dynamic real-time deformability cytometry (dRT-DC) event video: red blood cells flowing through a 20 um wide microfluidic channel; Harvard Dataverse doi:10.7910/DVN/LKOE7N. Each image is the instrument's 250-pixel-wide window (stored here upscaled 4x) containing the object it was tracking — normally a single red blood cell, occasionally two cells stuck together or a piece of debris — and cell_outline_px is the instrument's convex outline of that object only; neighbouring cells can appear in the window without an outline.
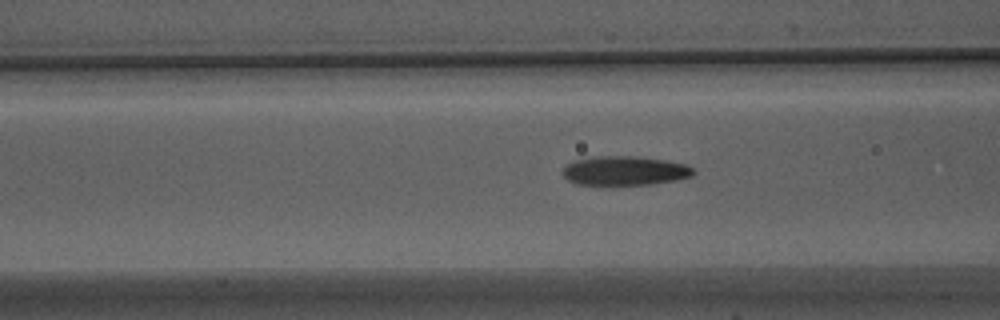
{"species": "Egyptian fruit bat (a non-hibernating species)", "species_latin": "Rousettus aegyptiacus", "temperature_condition": "warm", "stored_images_in_passage": 45, "camera_frame_rate_fps": 3000, "um_per_image_px": 0.085, "animal": {"sex": "male"}, "frame": {"image": 1, "passage_image": 20, "time_ms": 6.333, "image_size_px": [1000, 320], "cell_outline_px": [[696, 172], [692, 176], [676, 180], [652, 184], [576, 184], [568, 180], [560, 172], [564, 164], [572, 160], [596, 156], [636, 156], [668, 160], [688, 164]], "centroid_in_image_um": [53.09, 14.49], "position_along_channel_um": 113.5, "area_um2": 22.54}}
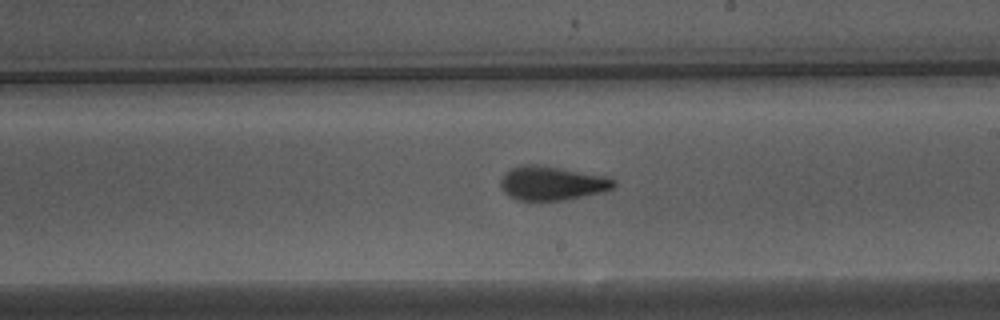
{"frame": {"image": 2, "passage_image": 30, "time_ms": 9.667, "image_size_px": [1000, 320], "cell_outline_px": [[616, 184], [612, 188], [604, 192], [564, 200], [520, 200], [508, 196], [500, 188], [500, 180], [504, 172], [508, 168], [520, 164], [536, 164], [608, 176], [616, 180]], "centroid_in_image_um": [46.89, 15.56], "position_along_channel_um": 242.1, "area_um2": 22.77}}
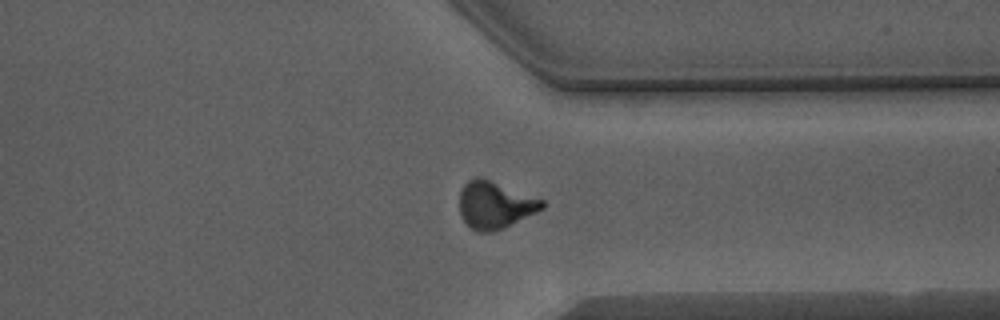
{"frame": {"image": 3, "passage_image": 40, "time_ms": 13.0, "image_size_px": [1000, 320], "cell_outline_px": [[544, 208], [504, 228], [492, 232], [476, 232], [460, 216], [460, 192], [464, 184], [468, 180], [476, 176], [484, 176], [544, 200]], "centroid_in_image_um": [42.06, 17.39], "position_along_channel_um": 369.3, "area_um2": 23.0}}